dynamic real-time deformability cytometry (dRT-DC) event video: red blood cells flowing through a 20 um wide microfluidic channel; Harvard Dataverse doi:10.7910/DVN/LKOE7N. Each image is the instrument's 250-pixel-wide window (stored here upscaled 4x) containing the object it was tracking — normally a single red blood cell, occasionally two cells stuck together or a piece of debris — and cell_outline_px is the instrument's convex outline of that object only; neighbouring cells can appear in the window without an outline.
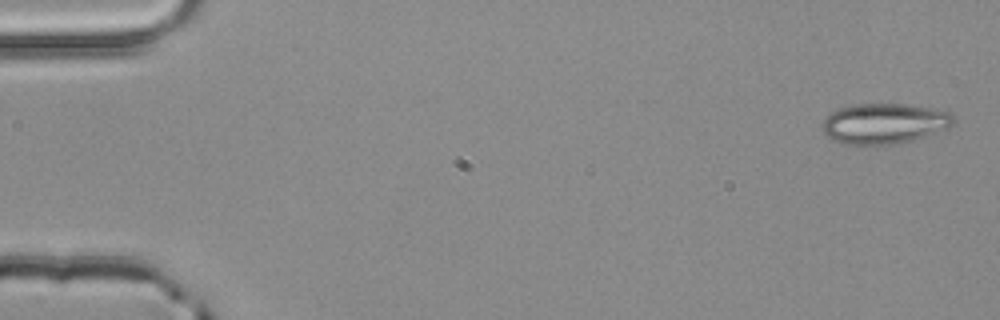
{"species": "common noctule bat (a hibernating species)", "species_latin": "Nyctalus noctula", "temperature_condition": "room temperature", "stored_images_in_passage": 4, "camera_frame_rate_fps": 3000, "um_per_image_px": 0.085, "animal": {"sex": "male", "body_mass_g": 20.4}, "frame": {"image": 1, "passage_image": 1, "time_ms": 0.0, "image_size_px": [1000, 320], "cell_outline_px": [[956, 120], [948, 128], [900, 144], [876, 148], [844, 144], [824, 136], [820, 128], [820, 124], [824, 116], [840, 108], [856, 104], [908, 104], [936, 108], [952, 112]], "centroid_in_image_um": [75.12, 10.54], "position_along_channel_um": 9.9, "area_um2": 32.19}}
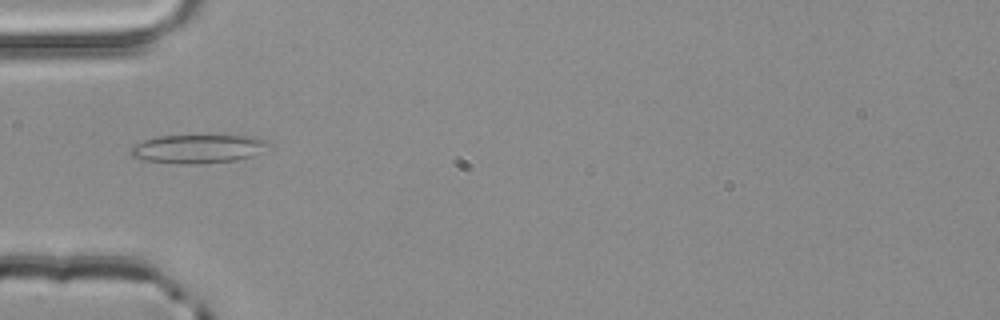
{"frame": {"image": 2, "passage_image": 4, "time_ms": 1.0, "image_size_px": [1000, 320], "cell_outline_px": [[272, 144], [252, 156], [236, 160], [196, 164], [180, 164], [144, 160], [132, 156], [128, 152], [132, 144], [144, 140], [160, 136], [256, 136], [268, 140]], "centroid_in_image_um": [16.81, 12.65], "position_along_channel_um": 68.2, "area_um2": 23.06}}